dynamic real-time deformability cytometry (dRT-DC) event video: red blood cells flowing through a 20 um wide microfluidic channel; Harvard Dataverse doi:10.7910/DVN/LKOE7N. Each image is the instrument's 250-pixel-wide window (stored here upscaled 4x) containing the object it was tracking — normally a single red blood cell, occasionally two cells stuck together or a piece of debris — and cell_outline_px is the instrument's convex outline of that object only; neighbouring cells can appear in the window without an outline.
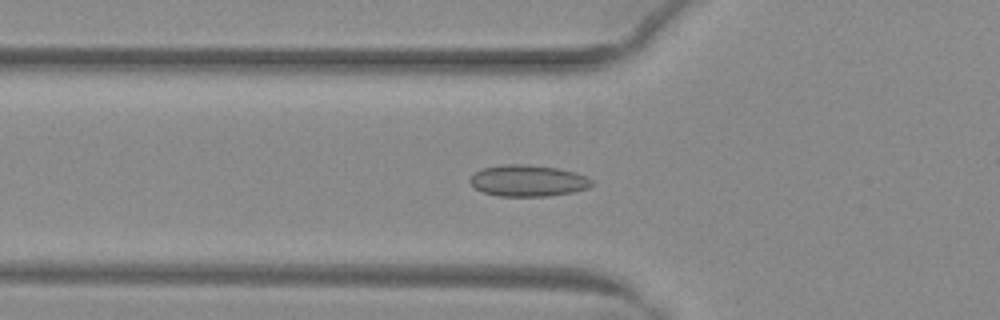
{"species": "common noctule bat (a hibernating species)", "species_latin": "Nyctalus noctula", "temperature_condition": "warm", "stored_images_in_passage": 47, "camera_frame_rate_fps": 3000, "um_per_image_px": 0.085, "animal": {"sex": "female", "body_mass_g": 29.2, "forearm_length_mm": 56.3}, "frame": {"image": 1, "passage_image": 19, "time_ms": 6.0, "image_size_px": [1000, 320], "cell_outline_px": [[596, 184], [588, 188], [572, 192], [548, 196], [496, 196], [484, 192], [476, 188], [468, 180], [476, 172], [484, 168], [500, 164], [524, 164], [556, 168], [576, 172], [588, 176]], "centroid_in_image_um": [44.92, 15.36], "position_along_channel_um": 80.9, "area_um2": 22.37}}
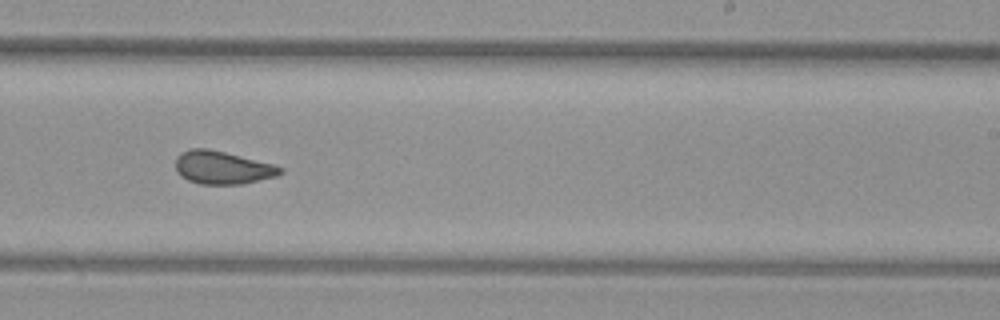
{"frame": {"image": 2, "passage_image": 33, "time_ms": 10.667, "image_size_px": [1000, 320], "cell_outline_px": [[284, 172], [276, 176], [244, 184], [200, 184], [188, 180], [180, 176], [176, 172], [176, 156], [180, 152], [192, 148], [208, 148], [272, 164], [284, 168]], "centroid_in_image_um": [18.88, 14.25], "position_along_channel_um": 270.1, "area_um2": 20.17}}
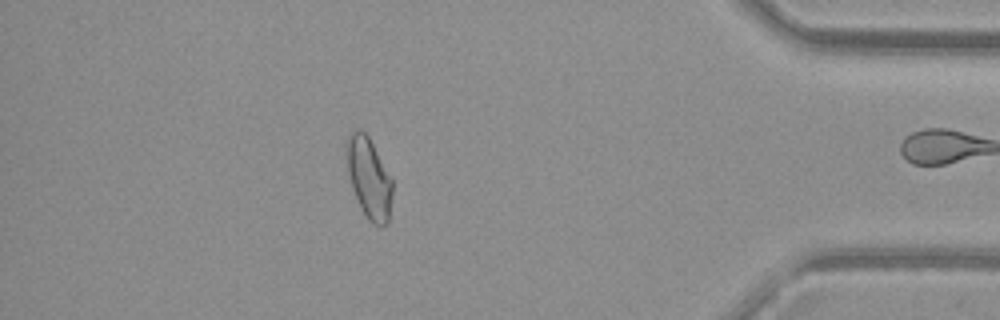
{"frame": {"image": 3, "passage_image": 46, "time_ms": 15.0, "image_size_px": [1000, 320], "cell_outline_px": [[392, 196], [388, 224], [372, 224], [368, 220], [352, 188], [348, 172], [344, 144], [348, 136], [356, 128], [360, 128], [368, 136], [392, 180]], "centroid_in_image_um": [31.34, 15.09], "position_along_channel_um": 403.9, "area_um2": 21.33}, "authors_computed_cell_mechanics": {"area_um2": 20.808, "velocity_mm_per_s": 4.0466, "shape_relaxation_time_tau1_ms": null, "shape_relaxation_time_tau2_ms": 1.2796, "deformation_change_tau1": null, "deformation_change_tau2": 0.0522}}